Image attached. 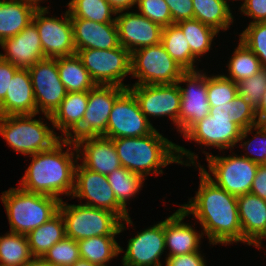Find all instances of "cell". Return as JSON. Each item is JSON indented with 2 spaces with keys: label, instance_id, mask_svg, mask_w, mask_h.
<instances>
[{
  "label": "cell",
  "instance_id": "1",
  "mask_svg": "<svg viewBox=\"0 0 266 266\" xmlns=\"http://www.w3.org/2000/svg\"><path fill=\"white\" fill-rule=\"evenodd\" d=\"M199 174V189L182 209L198 219L210 244L243 242L237 196L216 186L201 170Z\"/></svg>",
  "mask_w": 266,
  "mask_h": 266
},
{
  "label": "cell",
  "instance_id": "2",
  "mask_svg": "<svg viewBox=\"0 0 266 266\" xmlns=\"http://www.w3.org/2000/svg\"><path fill=\"white\" fill-rule=\"evenodd\" d=\"M64 146L68 148L63 152ZM72 146L73 151H76V156L71 149ZM74 157L76 158L74 159ZM30 158L32 161L19 184L21 189L31 193L52 196L60 201H62L60 195L72 196L75 163L78 161V154L73 141L61 138L50 149L30 155Z\"/></svg>",
  "mask_w": 266,
  "mask_h": 266
},
{
  "label": "cell",
  "instance_id": "3",
  "mask_svg": "<svg viewBox=\"0 0 266 266\" xmlns=\"http://www.w3.org/2000/svg\"><path fill=\"white\" fill-rule=\"evenodd\" d=\"M112 141L122 167L144 178L154 173L163 174L161 168L172 163L195 166L198 158L190 150L163 137L156 129L146 136L115 138ZM184 156H187V162L182 160Z\"/></svg>",
  "mask_w": 266,
  "mask_h": 266
},
{
  "label": "cell",
  "instance_id": "4",
  "mask_svg": "<svg viewBox=\"0 0 266 266\" xmlns=\"http://www.w3.org/2000/svg\"><path fill=\"white\" fill-rule=\"evenodd\" d=\"M11 233L28 235L52 218L59 210L60 200L43 194L11 188L2 193Z\"/></svg>",
  "mask_w": 266,
  "mask_h": 266
},
{
  "label": "cell",
  "instance_id": "5",
  "mask_svg": "<svg viewBox=\"0 0 266 266\" xmlns=\"http://www.w3.org/2000/svg\"><path fill=\"white\" fill-rule=\"evenodd\" d=\"M58 211L64 220L66 236L75 241L93 236L118 235L126 230L124 224L133 225L130 216L121 220L111 211L83 204L68 205L63 200Z\"/></svg>",
  "mask_w": 266,
  "mask_h": 266
},
{
  "label": "cell",
  "instance_id": "6",
  "mask_svg": "<svg viewBox=\"0 0 266 266\" xmlns=\"http://www.w3.org/2000/svg\"><path fill=\"white\" fill-rule=\"evenodd\" d=\"M33 115L0 116V135L15 152L34 155L50 149L61 137Z\"/></svg>",
  "mask_w": 266,
  "mask_h": 266
},
{
  "label": "cell",
  "instance_id": "7",
  "mask_svg": "<svg viewBox=\"0 0 266 266\" xmlns=\"http://www.w3.org/2000/svg\"><path fill=\"white\" fill-rule=\"evenodd\" d=\"M185 70L170 56L160 42L131 53L133 85L173 84Z\"/></svg>",
  "mask_w": 266,
  "mask_h": 266
},
{
  "label": "cell",
  "instance_id": "8",
  "mask_svg": "<svg viewBox=\"0 0 266 266\" xmlns=\"http://www.w3.org/2000/svg\"><path fill=\"white\" fill-rule=\"evenodd\" d=\"M233 154L223 157L206 152L209 171L214 178L200 163L198 167L216 186L232 195L240 196L250 193L259 165L246 157Z\"/></svg>",
  "mask_w": 266,
  "mask_h": 266
},
{
  "label": "cell",
  "instance_id": "9",
  "mask_svg": "<svg viewBox=\"0 0 266 266\" xmlns=\"http://www.w3.org/2000/svg\"><path fill=\"white\" fill-rule=\"evenodd\" d=\"M96 85H124L131 74V53L121 45L113 49H81L76 53Z\"/></svg>",
  "mask_w": 266,
  "mask_h": 266
},
{
  "label": "cell",
  "instance_id": "10",
  "mask_svg": "<svg viewBox=\"0 0 266 266\" xmlns=\"http://www.w3.org/2000/svg\"><path fill=\"white\" fill-rule=\"evenodd\" d=\"M116 85H96L88 91V105L81 125L67 139L75 142L84 137L103 136L115 101L127 90Z\"/></svg>",
  "mask_w": 266,
  "mask_h": 266
},
{
  "label": "cell",
  "instance_id": "11",
  "mask_svg": "<svg viewBox=\"0 0 266 266\" xmlns=\"http://www.w3.org/2000/svg\"><path fill=\"white\" fill-rule=\"evenodd\" d=\"M49 7L37 8L32 22L39 32L45 58H58L76 54L73 28L69 11L64 18L46 17Z\"/></svg>",
  "mask_w": 266,
  "mask_h": 266
},
{
  "label": "cell",
  "instance_id": "12",
  "mask_svg": "<svg viewBox=\"0 0 266 266\" xmlns=\"http://www.w3.org/2000/svg\"><path fill=\"white\" fill-rule=\"evenodd\" d=\"M154 130L150 121L141 112L136 97L127 89L115 101L103 136L110 139L142 137L151 134Z\"/></svg>",
  "mask_w": 266,
  "mask_h": 266
},
{
  "label": "cell",
  "instance_id": "13",
  "mask_svg": "<svg viewBox=\"0 0 266 266\" xmlns=\"http://www.w3.org/2000/svg\"><path fill=\"white\" fill-rule=\"evenodd\" d=\"M74 197L87 200L83 205L111 211L121 220L129 216L128 211L118 203L107 175L90 171L78 163L75 167Z\"/></svg>",
  "mask_w": 266,
  "mask_h": 266
},
{
  "label": "cell",
  "instance_id": "14",
  "mask_svg": "<svg viewBox=\"0 0 266 266\" xmlns=\"http://www.w3.org/2000/svg\"><path fill=\"white\" fill-rule=\"evenodd\" d=\"M28 71L33 86L37 114L42 111L45 116H51L67 94L59 77L57 58L39 60Z\"/></svg>",
  "mask_w": 266,
  "mask_h": 266
},
{
  "label": "cell",
  "instance_id": "15",
  "mask_svg": "<svg viewBox=\"0 0 266 266\" xmlns=\"http://www.w3.org/2000/svg\"><path fill=\"white\" fill-rule=\"evenodd\" d=\"M201 71H185L177 81L181 92L179 133L183 135L209 114L207 75ZM180 83H187L186 88Z\"/></svg>",
  "mask_w": 266,
  "mask_h": 266
},
{
  "label": "cell",
  "instance_id": "16",
  "mask_svg": "<svg viewBox=\"0 0 266 266\" xmlns=\"http://www.w3.org/2000/svg\"><path fill=\"white\" fill-rule=\"evenodd\" d=\"M128 89L136 97L141 112L148 121V115L150 117L169 116L179 131L181 92L177 82L173 84L133 85Z\"/></svg>",
  "mask_w": 266,
  "mask_h": 266
},
{
  "label": "cell",
  "instance_id": "17",
  "mask_svg": "<svg viewBox=\"0 0 266 266\" xmlns=\"http://www.w3.org/2000/svg\"><path fill=\"white\" fill-rule=\"evenodd\" d=\"M117 12L119 44L130 53L161 42L163 27L136 12Z\"/></svg>",
  "mask_w": 266,
  "mask_h": 266
},
{
  "label": "cell",
  "instance_id": "18",
  "mask_svg": "<svg viewBox=\"0 0 266 266\" xmlns=\"http://www.w3.org/2000/svg\"><path fill=\"white\" fill-rule=\"evenodd\" d=\"M123 266H162L165 247L164 220L128 239Z\"/></svg>",
  "mask_w": 266,
  "mask_h": 266
},
{
  "label": "cell",
  "instance_id": "19",
  "mask_svg": "<svg viewBox=\"0 0 266 266\" xmlns=\"http://www.w3.org/2000/svg\"><path fill=\"white\" fill-rule=\"evenodd\" d=\"M242 129L231 119L215 118L209 114L195 123L183 137L198 144L225 150L236 146Z\"/></svg>",
  "mask_w": 266,
  "mask_h": 266
},
{
  "label": "cell",
  "instance_id": "20",
  "mask_svg": "<svg viewBox=\"0 0 266 266\" xmlns=\"http://www.w3.org/2000/svg\"><path fill=\"white\" fill-rule=\"evenodd\" d=\"M0 46L5 51L0 57L18 68L29 69L45 58L39 32L32 21L19 34L3 40Z\"/></svg>",
  "mask_w": 266,
  "mask_h": 266
},
{
  "label": "cell",
  "instance_id": "21",
  "mask_svg": "<svg viewBox=\"0 0 266 266\" xmlns=\"http://www.w3.org/2000/svg\"><path fill=\"white\" fill-rule=\"evenodd\" d=\"M74 143L78 159L83 158L81 165L88 170L108 175L122 167L112 139L104 136H90L81 138ZM80 153L83 157H80Z\"/></svg>",
  "mask_w": 266,
  "mask_h": 266
},
{
  "label": "cell",
  "instance_id": "22",
  "mask_svg": "<svg viewBox=\"0 0 266 266\" xmlns=\"http://www.w3.org/2000/svg\"><path fill=\"white\" fill-rule=\"evenodd\" d=\"M239 221L243 243L262 247L266 239V201L252 193L237 196Z\"/></svg>",
  "mask_w": 266,
  "mask_h": 266
},
{
  "label": "cell",
  "instance_id": "23",
  "mask_svg": "<svg viewBox=\"0 0 266 266\" xmlns=\"http://www.w3.org/2000/svg\"><path fill=\"white\" fill-rule=\"evenodd\" d=\"M76 53L81 49H113L120 46L116 22L98 23L71 18Z\"/></svg>",
  "mask_w": 266,
  "mask_h": 266
},
{
  "label": "cell",
  "instance_id": "24",
  "mask_svg": "<svg viewBox=\"0 0 266 266\" xmlns=\"http://www.w3.org/2000/svg\"><path fill=\"white\" fill-rule=\"evenodd\" d=\"M37 114L34 91L28 69L19 68L10 80L9 90L0 103V116Z\"/></svg>",
  "mask_w": 266,
  "mask_h": 266
},
{
  "label": "cell",
  "instance_id": "25",
  "mask_svg": "<svg viewBox=\"0 0 266 266\" xmlns=\"http://www.w3.org/2000/svg\"><path fill=\"white\" fill-rule=\"evenodd\" d=\"M188 214L180 207L164 220L165 247L170 250L167 257L198 252L203 233L196 232L193 226L183 223Z\"/></svg>",
  "mask_w": 266,
  "mask_h": 266
},
{
  "label": "cell",
  "instance_id": "26",
  "mask_svg": "<svg viewBox=\"0 0 266 266\" xmlns=\"http://www.w3.org/2000/svg\"><path fill=\"white\" fill-rule=\"evenodd\" d=\"M88 105V91L67 92L59 107L46 119L52 123V128L61 130V138L67 139L82 123Z\"/></svg>",
  "mask_w": 266,
  "mask_h": 266
},
{
  "label": "cell",
  "instance_id": "27",
  "mask_svg": "<svg viewBox=\"0 0 266 266\" xmlns=\"http://www.w3.org/2000/svg\"><path fill=\"white\" fill-rule=\"evenodd\" d=\"M36 9L23 0H0V43L26 28Z\"/></svg>",
  "mask_w": 266,
  "mask_h": 266
},
{
  "label": "cell",
  "instance_id": "28",
  "mask_svg": "<svg viewBox=\"0 0 266 266\" xmlns=\"http://www.w3.org/2000/svg\"><path fill=\"white\" fill-rule=\"evenodd\" d=\"M57 67L67 92L90 91L96 86L77 54L58 57Z\"/></svg>",
  "mask_w": 266,
  "mask_h": 266
},
{
  "label": "cell",
  "instance_id": "29",
  "mask_svg": "<svg viewBox=\"0 0 266 266\" xmlns=\"http://www.w3.org/2000/svg\"><path fill=\"white\" fill-rule=\"evenodd\" d=\"M26 236L32 256L43 257L55 243L66 236L65 224L61 213L58 211L46 223L32 230Z\"/></svg>",
  "mask_w": 266,
  "mask_h": 266
},
{
  "label": "cell",
  "instance_id": "30",
  "mask_svg": "<svg viewBox=\"0 0 266 266\" xmlns=\"http://www.w3.org/2000/svg\"><path fill=\"white\" fill-rule=\"evenodd\" d=\"M115 236H93L77 241L80 258L97 266H108L106 264L123 251Z\"/></svg>",
  "mask_w": 266,
  "mask_h": 266
},
{
  "label": "cell",
  "instance_id": "31",
  "mask_svg": "<svg viewBox=\"0 0 266 266\" xmlns=\"http://www.w3.org/2000/svg\"><path fill=\"white\" fill-rule=\"evenodd\" d=\"M194 19L199 20L205 25L215 29L226 31L229 25L233 23L227 0H192Z\"/></svg>",
  "mask_w": 266,
  "mask_h": 266
},
{
  "label": "cell",
  "instance_id": "32",
  "mask_svg": "<svg viewBox=\"0 0 266 266\" xmlns=\"http://www.w3.org/2000/svg\"><path fill=\"white\" fill-rule=\"evenodd\" d=\"M161 43L170 56L185 70L196 71L197 57L191 52L184 33L177 24L163 27Z\"/></svg>",
  "mask_w": 266,
  "mask_h": 266
},
{
  "label": "cell",
  "instance_id": "33",
  "mask_svg": "<svg viewBox=\"0 0 266 266\" xmlns=\"http://www.w3.org/2000/svg\"><path fill=\"white\" fill-rule=\"evenodd\" d=\"M209 115L215 118L231 119V122L236 123L242 130L259 124L256 108L239 94L226 104L210 107Z\"/></svg>",
  "mask_w": 266,
  "mask_h": 266
},
{
  "label": "cell",
  "instance_id": "34",
  "mask_svg": "<svg viewBox=\"0 0 266 266\" xmlns=\"http://www.w3.org/2000/svg\"><path fill=\"white\" fill-rule=\"evenodd\" d=\"M33 258L26 235L9 232L0 236V266H26Z\"/></svg>",
  "mask_w": 266,
  "mask_h": 266
},
{
  "label": "cell",
  "instance_id": "35",
  "mask_svg": "<svg viewBox=\"0 0 266 266\" xmlns=\"http://www.w3.org/2000/svg\"><path fill=\"white\" fill-rule=\"evenodd\" d=\"M238 44L227 64L229 75H224L236 84L252 77L264 68L258 57L242 41Z\"/></svg>",
  "mask_w": 266,
  "mask_h": 266
},
{
  "label": "cell",
  "instance_id": "36",
  "mask_svg": "<svg viewBox=\"0 0 266 266\" xmlns=\"http://www.w3.org/2000/svg\"><path fill=\"white\" fill-rule=\"evenodd\" d=\"M70 18H83L98 23L115 22L118 15L107 0H71L68 5Z\"/></svg>",
  "mask_w": 266,
  "mask_h": 266
},
{
  "label": "cell",
  "instance_id": "37",
  "mask_svg": "<svg viewBox=\"0 0 266 266\" xmlns=\"http://www.w3.org/2000/svg\"><path fill=\"white\" fill-rule=\"evenodd\" d=\"M107 178L118 203L125 210H127V200L135 197V194L141 190L143 181L146 179L124 167L115 169L107 175Z\"/></svg>",
  "mask_w": 266,
  "mask_h": 266
},
{
  "label": "cell",
  "instance_id": "38",
  "mask_svg": "<svg viewBox=\"0 0 266 266\" xmlns=\"http://www.w3.org/2000/svg\"><path fill=\"white\" fill-rule=\"evenodd\" d=\"M177 25L184 33L191 52L197 58L211 49L213 38L219 33L194 18L178 22Z\"/></svg>",
  "mask_w": 266,
  "mask_h": 266
},
{
  "label": "cell",
  "instance_id": "39",
  "mask_svg": "<svg viewBox=\"0 0 266 266\" xmlns=\"http://www.w3.org/2000/svg\"><path fill=\"white\" fill-rule=\"evenodd\" d=\"M238 94L237 84L224 75L207 76V98L210 107L226 104Z\"/></svg>",
  "mask_w": 266,
  "mask_h": 266
},
{
  "label": "cell",
  "instance_id": "40",
  "mask_svg": "<svg viewBox=\"0 0 266 266\" xmlns=\"http://www.w3.org/2000/svg\"><path fill=\"white\" fill-rule=\"evenodd\" d=\"M252 130H257L253 139L242 142L247 138L249 133H253ZM240 141L242 143L240 144L241 147L244 148V146H246L245 150H248L247 153H251L249 156L247 153L241 156L246 157L258 165L266 164V125L264 123H259L247 129H243L238 142Z\"/></svg>",
  "mask_w": 266,
  "mask_h": 266
},
{
  "label": "cell",
  "instance_id": "41",
  "mask_svg": "<svg viewBox=\"0 0 266 266\" xmlns=\"http://www.w3.org/2000/svg\"><path fill=\"white\" fill-rule=\"evenodd\" d=\"M42 258L53 266H71L80 259L78 243L65 236L55 243Z\"/></svg>",
  "mask_w": 266,
  "mask_h": 266
},
{
  "label": "cell",
  "instance_id": "42",
  "mask_svg": "<svg viewBox=\"0 0 266 266\" xmlns=\"http://www.w3.org/2000/svg\"><path fill=\"white\" fill-rule=\"evenodd\" d=\"M242 41L266 68V21L250 23L239 35Z\"/></svg>",
  "mask_w": 266,
  "mask_h": 266
},
{
  "label": "cell",
  "instance_id": "43",
  "mask_svg": "<svg viewBox=\"0 0 266 266\" xmlns=\"http://www.w3.org/2000/svg\"><path fill=\"white\" fill-rule=\"evenodd\" d=\"M238 94L244 97L253 107L260 104L264 91L266 90V68L250 78L237 83Z\"/></svg>",
  "mask_w": 266,
  "mask_h": 266
},
{
  "label": "cell",
  "instance_id": "44",
  "mask_svg": "<svg viewBox=\"0 0 266 266\" xmlns=\"http://www.w3.org/2000/svg\"><path fill=\"white\" fill-rule=\"evenodd\" d=\"M139 14L162 27L173 24L171 12L165 0H137Z\"/></svg>",
  "mask_w": 266,
  "mask_h": 266
},
{
  "label": "cell",
  "instance_id": "45",
  "mask_svg": "<svg viewBox=\"0 0 266 266\" xmlns=\"http://www.w3.org/2000/svg\"><path fill=\"white\" fill-rule=\"evenodd\" d=\"M169 6L173 24L193 19L194 10L192 0H165Z\"/></svg>",
  "mask_w": 266,
  "mask_h": 266
},
{
  "label": "cell",
  "instance_id": "46",
  "mask_svg": "<svg viewBox=\"0 0 266 266\" xmlns=\"http://www.w3.org/2000/svg\"><path fill=\"white\" fill-rule=\"evenodd\" d=\"M239 9L243 14L253 18L250 23L266 21V0H244Z\"/></svg>",
  "mask_w": 266,
  "mask_h": 266
},
{
  "label": "cell",
  "instance_id": "47",
  "mask_svg": "<svg viewBox=\"0 0 266 266\" xmlns=\"http://www.w3.org/2000/svg\"><path fill=\"white\" fill-rule=\"evenodd\" d=\"M200 251L166 257L165 266H207Z\"/></svg>",
  "mask_w": 266,
  "mask_h": 266
},
{
  "label": "cell",
  "instance_id": "48",
  "mask_svg": "<svg viewBox=\"0 0 266 266\" xmlns=\"http://www.w3.org/2000/svg\"><path fill=\"white\" fill-rule=\"evenodd\" d=\"M18 69L14 64L0 57V103L4 100L6 91L9 90L10 80Z\"/></svg>",
  "mask_w": 266,
  "mask_h": 266
},
{
  "label": "cell",
  "instance_id": "49",
  "mask_svg": "<svg viewBox=\"0 0 266 266\" xmlns=\"http://www.w3.org/2000/svg\"><path fill=\"white\" fill-rule=\"evenodd\" d=\"M250 193L266 201V164L259 165Z\"/></svg>",
  "mask_w": 266,
  "mask_h": 266
},
{
  "label": "cell",
  "instance_id": "50",
  "mask_svg": "<svg viewBox=\"0 0 266 266\" xmlns=\"http://www.w3.org/2000/svg\"><path fill=\"white\" fill-rule=\"evenodd\" d=\"M116 12L125 11L133 8L137 4V0H107Z\"/></svg>",
  "mask_w": 266,
  "mask_h": 266
},
{
  "label": "cell",
  "instance_id": "51",
  "mask_svg": "<svg viewBox=\"0 0 266 266\" xmlns=\"http://www.w3.org/2000/svg\"><path fill=\"white\" fill-rule=\"evenodd\" d=\"M256 115L259 123L266 121V90L264 91L260 104L256 108Z\"/></svg>",
  "mask_w": 266,
  "mask_h": 266
},
{
  "label": "cell",
  "instance_id": "52",
  "mask_svg": "<svg viewBox=\"0 0 266 266\" xmlns=\"http://www.w3.org/2000/svg\"><path fill=\"white\" fill-rule=\"evenodd\" d=\"M26 266H53L42 257H34Z\"/></svg>",
  "mask_w": 266,
  "mask_h": 266
},
{
  "label": "cell",
  "instance_id": "53",
  "mask_svg": "<svg viewBox=\"0 0 266 266\" xmlns=\"http://www.w3.org/2000/svg\"><path fill=\"white\" fill-rule=\"evenodd\" d=\"M71 266H97L87 260H84V259H79L78 261H76L73 265Z\"/></svg>",
  "mask_w": 266,
  "mask_h": 266
},
{
  "label": "cell",
  "instance_id": "54",
  "mask_svg": "<svg viewBox=\"0 0 266 266\" xmlns=\"http://www.w3.org/2000/svg\"><path fill=\"white\" fill-rule=\"evenodd\" d=\"M25 2L31 3L32 5H34L36 8H43V6L39 5V3L43 0H23Z\"/></svg>",
  "mask_w": 266,
  "mask_h": 266
}]
</instances>
